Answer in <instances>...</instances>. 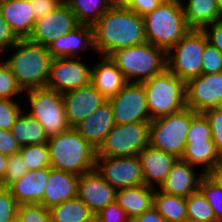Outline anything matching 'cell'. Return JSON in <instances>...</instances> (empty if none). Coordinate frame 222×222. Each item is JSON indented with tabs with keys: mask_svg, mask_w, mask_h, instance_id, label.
Here are the masks:
<instances>
[{
	"mask_svg": "<svg viewBox=\"0 0 222 222\" xmlns=\"http://www.w3.org/2000/svg\"><path fill=\"white\" fill-rule=\"evenodd\" d=\"M137 156L142 167L144 184L155 189L161 186L177 160L175 156L150 145Z\"/></svg>",
	"mask_w": 222,
	"mask_h": 222,
	"instance_id": "obj_19",
	"label": "cell"
},
{
	"mask_svg": "<svg viewBox=\"0 0 222 222\" xmlns=\"http://www.w3.org/2000/svg\"><path fill=\"white\" fill-rule=\"evenodd\" d=\"M217 5L220 7L222 10V0H216Z\"/></svg>",
	"mask_w": 222,
	"mask_h": 222,
	"instance_id": "obj_54",
	"label": "cell"
},
{
	"mask_svg": "<svg viewBox=\"0 0 222 222\" xmlns=\"http://www.w3.org/2000/svg\"><path fill=\"white\" fill-rule=\"evenodd\" d=\"M92 28L94 49L101 56L147 42L144 17L123 7L118 1Z\"/></svg>",
	"mask_w": 222,
	"mask_h": 222,
	"instance_id": "obj_1",
	"label": "cell"
},
{
	"mask_svg": "<svg viewBox=\"0 0 222 222\" xmlns=\"http://www.w3.org/2000/svg\"><path fill=\"white\" fill-rule=\"evenodd\" d=\"M218 108L222 111V103L218 106Z\"/></svg>",
	"mask_w": 222,
	"mask_h": 222,
	"instance_id": "obj_57",
	"label": "cell"
},
{
	"mask_svg": "<svg viewBox=\"0 0 222 222\" xmlns=\"http://www.w3.org/2000/svg\"><path fill=\"white\" fill-rule=\"evenodd\" d=\"M184 16L190 29L203 30L206 26L222 20V10L216 0H187L183 4Z\"/></svg>",
	"mask_w": 222,
	"mask_h": 222,
	"instance_id": "obj_27",
	"label": "cell"
},
{
	"mask_svg": "<svg viewBox=\"0 0 222 222\" xmlns=\"http://www.w3.org/2000/svg\"><path fill=\"white\" fill-rule=\"evenodd\" d=\"M193 141H213L209 121L203 113H197L191 119L186 142Z\"/></svg>",
	"mask_w": 222,
	"mask_h": 222,
	"instance_id": "obj_37",
	"label": "cell"
},
{
	"mask_svg": "<svg viewBox=\"0 0 222 222\" xmlns=\"http://www.w3.org/2000/svg\"><path fill=\"white\" fill-rule=\"evenodd\" d=\"M131 222H167L165 218L152 206L142 214L136 216Z\"/></svg>",
	"mask_w": 222,
	"mask_h": 222,
	"instance_id": "obj_50",
	"label": "cell"
},
{
	"mask_svg": "<svg viewBox=\"0 0 222 222\" xmlns=\"http://www.w3.org/2000/svg\"><path fill=\"white\" fill-rule=\"evenodd\" d=\"M141 83L151 120L186 108L185 82L167 68Z\"/></svg>",
	"mask_w": 222,
	"mask_h": 222,
	"instance_id": "obj_6",
	"label": "cell"
},
{
	"mask_svg": "<svg viewBox=\"0 0 222 222\" xmlns=\"http://www.w3.org/2000/svg\"><path fill=\"white\" fill-rule=\"evenodd\" d=\"M208 42L203 30L190 29L167 51V69L185 83L202 74V56Z\"/></svg>",
	"mask_w": 222,
	"mask_h": 222,
	"instance_id": "obj_8",
	"label": "cell"
},
{
	"mask_svg": "<svg viewBox=\"0 0 222 222\" xmlns=\"http://www.w3.org/2000/svg\"><path fill=\"white\" fill-rule=\"evenodd\" d=\"M220 72H222V54L215 46L207 42L202 56V74Z\"/></svg>",
	"mask_w": 222,
	"mask_h": 222,
	"instance_id": "obj_42",
	"label": "cell"
},
{
	"mask_svg": "<svg viewBox=\"0 0 222 222\" xmlns=\"http://www.w3.org/2000/svg\"><path fill=\"white\" fill-rule=\"evenodd\" d=\"M187 221H216L213 208L198 190L186 197Z\"/></svg>",
	"mask_w": 222,
	"mask_h": 222,
	"instance_id": "obj_33",
	"label": "cell"
},
{
	"mask_svg": "<svg viewBox=\"0 0 222 222\" xmlns=\"http://www.w3.org/2000/svg\"><path fill=\"white\" fill-rule=\"evenodd\" d=\"M199 190L213 208L216 221L222 222V186L209 175H203L199 183Z\"/></svg>",
	"mask_w": 222,
	"mask_h": 222,
	"instance_id": "obj_35",
	"label": "cell"
},
{
	"mask_svg": "<svg viewBox=\"0 0 222 222\" xmlns=\"http://www.w3.org/2000/svg\"><path fill=\"white\" fill-rule=\"evenodd\" d=\"M186 107L196 113L218 107L222 103V72L201 74L185 83Z\"/></svg>",
	"mask_w": 222,
	"mask_h": 222,
	"instance_id": "obj_14",
	"label": "cell"
},
{
	"mask_svg": "<svg viewBox=\"0 0 222 222\" xmlns=\"http://www.w3.org/2000/svg\"><path fill=\"white\" fill-rule=\"evenodd\" d=\"M88 222H100V220L94 215Z\"/></svg>",
	"mask_w": 222,
	"mask_h": 222,
	"instance_id": "obj_53",
	"label": "cell"
},
{
	"mask_svg": "<svg viewBox=\"0 0 222 222\" xmlns=\"http://www.w3.org/2000/svg\"><path fill=\"white\" fill-rule=\"evenodd\" d=\"M19 40L0 12V55L7 52Z\"/></svg>",
	"mask_w": 222,
	"mask_h": 222,
	"instance_id": "obj_46",
	"label": "cell"
},
{
	"mask_svg": "<svg viewBox=\"0 0 222 222\" xmlns=\"http://www.w3.org/2000/svg\"><path fill=\"white\" fill-rule=\"evenodd\" d=\"M23 92L8 64L0 60V99L15 100L13 97Z\"/></svg>",
	"mask_w": 222,
	"mask_h": 222,
	"instance_id": "obj_36",
	"label": "cell"
},
{
	"mask_svg": "<svg viewBox=\"0 0 222 222\" xmlns=\"http://www.w3.org/2000/svg\"><path fill=\"white\" fill-rule=\"evenodd\" d=\"M203 31L206 34L208 42L212 46H215L222 54V20L206 26Z\"/></svg>",
	"mask_w": 222,
	"mask_h": 222,
	"instance_id": "obj_49",
	"label": "cell"
},
{
	"mask_svg": "<svg viewBox=\"0 0 222 222\" xmlns=\"http://www.w3.org/2000/svg\"><path fill=\"white\" fill-rule=\"evenodd\" d=\"M150 123L115 124L97 149V157L136 156L149 145Z\"/></svg>",
	"mask_w": 222,
	"mask_h": 222,
	"instance_id": "obj_10",
	"label": "cell"
},
{
	"mask_svg": "<svg viewBox=\"0 0 222 222\" xmlns=\"http://www.w3.org/2000/svg\"><path fill=\"white\" fill-rule=\"evenodd\" d=\"M114 126L112 106L107 100L74 129L97 150Z\"/></svg>",
	"mask_w": 222,
	"mask_h": 222,
	"instance_id": "obj_20",
	"label": "cell"
},
{
	"mask_svg": "<svg viewBox=\"0 0 222 222\" xmlns=\"http://www.w3.org/2000/svg\"><path fill=\"white\" fill-rule=\"evenodd\" d=\"M91 67V83L106 100L116 96L128 83L109 56H101Z\"/></svg>",
	"mask_w": 222,
	"mask_h": 222,
	"instance_id": "obj_23",
	"label": "cell"
},
{
	"mask_svg": "<svg viewBox=\"0 0 222 222\" xmlns=\"http://www.w3.org/2000/svg\"><path fill=\"white\" fill-rule=\"evenodd\" d=\"M95 216L100 222H131L116 201L103 208Z\"/></svg>",
	"mask_w": 222,
	"mask_h": 222,
	"instance_id": "obj_44",
	"label": "cell"
},
{
	"mask_svg": "<svg viewBox=\"0 0 222 222\" xmlns=\"http://www.w3.org/2000/svg\"><path fill=\"white\" fill-rule=\"evenodd\" d=\"M18 102L9 99H0V129L11 130L23 108Z\"/></svg>",
	"mask_w": 222,
	"mask_h": 222,
	"instance_id": "obj_39",
	"label": "cell"
},
{
	"mask_svg": "<svg viewBox=\"0 0 222 222\" xmlns=\"http://www.w3.org/2000/svg\"><path fill=\"white\" fill-rule=\"evenodd\" d=\"M47 49L53 58H77L81 51H95L93 28L90 25L79 24L69 33L59 35Z\"/></svg>",
	"mask_w": 222,
	"mask_h": 222,
	"instance_id": "obj_18",
	"label": "cell"
},
{
	"mask_svg": "<svg viewBox=\"0 0 222 222\" xmlns=\"http://www.w3.org/2000/svg\"><path fill=\"white\" fill-rule=\"evenodd\" d=\"M8 156L0 153V183L4 179V175L7 168Z\"/></svg>",
	"mask_w": 222,
	"mask_h": 222,
	"instance_id": "obj_52",
	"label": "cell"
},
{
	"mask_svg": "<svg viewBox=\"0 0 222 222\" xmlns=\"http://www.w3.org/2000/svg\"><path fill=\"white\" fill-rule=\"evenodd\" d=\"M62 96L66 118L71 128L85 120L107 101L91 82Z\"/></svg>",
	"mask_w": 222,
	"mask_h": 222,
	"instance_id": "obj_16",
	"label": "cell"
},
{
	"mask_svg": "<svg viewBox=\"0 0 222 222\" xmlns=\"http://www.w3.org/2000/svg\"><path fill=\"white\" fill-rule=\"evenodd\" d=\"M78 25L79 23L74 13L63 2L55 10L35 21L33 31L28 40L47 47L59 35L69 33Z\"/></svg>",
	"mask_w": 222,
	"mask_h": 222,
	"instance_id": "obj_15",
	"label": "cell"
},
{
	"mask_svg": "<svg viewBox=\"0 0 222 222\" xmlns=\"http://www.w3.org/2000/svg\"><path fill=\"white\" fill-rule=\"evenodd\" d=\"M196 114L186 107L180 112L153 119L149 126V145L181 159L191 119Z\"/></svg>",
	"mask_w": 222,
	"mask_h": 222,
	"instance_id": "obj_7",
	"label": "cell"
},
{
	"mask_svg": "<svg viewBox=\"0 0 222 222\" xmlns=\"http://www.w3.org/2000/svg\"><path fill=\"white\" fill-rule=\"evenodd\" d=\"M77 197L96 215L115 201L116 189L95 168L79 176Z\"/></svg>",
	"mask_w": 222,
	"mask_h": 222,
	"instance_id": "obj_17",
	"label": "cell"
},
{
	"mask_svg": "<svg viewBox=\"0 0 222 222\" xmlns=\"http://www.w3.org/2000/svg\"><path fill=\"white\" fill-rule=\"evenodd\" d=\"M195 168L188 162L177 159L158 189L168 194L188 197L199 190V183L204 175L202 172L198 175Z\"/></svg>",
	"mask_w": 222,
	"mask_h": 222,
	"instance_id": "obj_21",
	"label": "cell"
},
{
	"mask_svg": "<svg viewBox=\"0 0 222 222\" xmlns=\"http://www.w3.org/2000/svg\"><path fill=\"white\" fill-rule=\"evenodd\" d=\"M79 176L49 167L48 180L44 190L42 204L45 208L61 204L77 197Z\"/></svg>",
	"mask_w": 222,
	"mask_h": 222,
	"instance_id": "obj_22",
	"label": "cell"
},
{
	"mask_svg": "<svg viewBox=\"0 0 222 222\" xmlns=\"http://www.w3.org/2000/svg\"><path fill=\"white\" fill-rule=\"evenodd\" d=\"M117 0H64L79 24L92 26Z\"/></svg>",
	"mask_w": 222,
	"mask_h": 222,
	"instance_id": "obj_30",
	"label": "cell"
},
{
	"mask_svg": "<svg viewBox=\"0 0 222 222\" xmlns=\"http://www.w3.org/2000/svg\"><path fill=\"white\" fill-rule=\"evenodd\" d=\"M203 114L209 121L215 148L222 157V111L216 107L204 111Z\"/></svg>",
	"mask_w": 222,
	"mask_h": 222,
	"instance_id": "obj_43",
	"label": "cell"
},
{
	"mask_svg": "<svg viewBox=\"0 0 222 222\" xmlns=\"http://www.w3.org/2000/svg\"><path fill=\"white\" fill-rule=\"evenodd\" d=\"M123 7L131 9L140 16L152 12L164 0H117Z\"/></svg>",
	"mask_w": 222,
	"mask_h": 222,
	"instance_id": "obj_45",
	"label": "cell"
},
{
	"mask_svg": "<svg viewBox=\"0 0 222 222\" xmlns=\"http://www.w3.org/2000/svg\"><path fill=\"white\" fill-rule=\"evenodd\" d=\"M49 167L28 171L8 188L18 204L41 203L48 180Z\"/></svg>",
	"mask_w": 222,
	"mask_h": 222,
	"instance_id": "obj_25",
	"label": "cell"
},
{
	"mask_svg": "<svg viewBox=\"0 0 222 222\" xmlns=\"http://www.w3.org/2000/svg\"><path fill=\"white\" fill-rule=\"evenodd\" d=\"M153 206L167 222H187L186 198L155 189Z\"/></svg>",
	"mask_w": 222,
	"mask_h": 222,
	"instance_id": "obj_31",
	"label": "cell"
},
{
	"mask_svg": "<svg viewBox=\"0 0 222 222\" xmlns=\"http://www.w3.org/2000/svg\"><path fill=\"white\" fill-rule=\"evenodd\" d=\"M144 17L148 43L168 51L190 30L182 0H164Z\"/></svg>",
	"mask_w": 222,
	"mask_h": 222,
	"instance_id": "obj_4",
	"label": "cell"
},
{
	"mask_svg": "<svg viewBox=\"0 0 222 222\" xmlns=\"http://www.w3.org/2000/svg\"><path fill=\"white\" fill-rule=\"evenodd\" d=\"M109 58L127 82L141 83L167 68V51L148 42L117 49Z\"/></svg>",
	"mask_w": 222,
	"mask_h": 222,
	"instance_id": "obj_5",
	"label": "cell"
},
{
	"mask_svg": "<svg viewBox=\"0 0 222 222\" xmlns=\"http://www.w3.org/2000/svg\"><path fill=\"white\" fill-rule=\"evenodd\" d=\"M82 62L74 57L53 58L46 87L64 94L88 85L91 68Z\"/></svg>",
	"mask_w": 222,
	"mask_h": 222,
	"instance_id": "obj_13",
	"label": "cell"
},
{
	"mask_svg": "<svg viewBox=\"0 0 222 222\" xmlns=\"http://www.w3.org/2000/svg\"><path fill=\"white\" fill-rule=\"evenodd\" d=\"M27 172L28 169L19 152L8 156L6 172L0 186L8 187L14 181L19 180Z\"/></svg>",
	"mask_w": 222,
	"mask_h": 222,
	"instance_id": "obj_40",
	"label": "cell"
},
{
	"mask_svg": "<svg viewBox=\"0 0 222 222\" xmlns=\"http://www.w3.org/2000/svg\"><path fill=\"white\" fill-rule=\"evenodd\" d=\"M19 153L28 171L50 167L48 144L23 146Z\"/></svg>",
	"mask_w": 222,
	"mask_h": 222,
	"instance_id": "obj_34",
	"label": "cell"
},
{
	"mask_svg": "<svg viewBox=\"0 0 222 222\" xmlns=\"http://www.w3.org/2000/svg\"><path fill=\"white\" fill-rule=\"evenodd\" d=\"M10 49L15 53L5 62L22 90L46 87L53 60L47 47L20 39Z\"/></svg>",
	"mask_w": 222,
	"mask_h": 222,
	"instance_id": "obj_2",
	"label": "cell"
},
{
	"mask_svg": "<svg viewBox=\"0 0 222 222\" xmlns=\"http://www.w3.org/2000/svg\"><path fill=\"white\" fill-rule=\"evenodd\" d=\"M112 106L115 124L150 123L146 94L142 83L128 82L114 97Z\"/></svg>",
	"mask_w": 222,
	"mask_h": 222,
	"instance_id": "obj_11",
	"label": "cell"
},
{
	"mask_svg": "<svg viewBox=\"0 0 222 222\" xmlns=\"http://www.w3.org/2000/svg\"><path fill=\"white\" fill-rule=\"evenodd\" d=\"M33 11L35 20L41 19L55 10L64 0H29Z\"/></svg>",
	"mask_w": 222,
	"mask_h": 222,
	"instance_id": "obj_47",
	"label": "cell"
},
{
	"mask_svg": "<svg viewBox=\"0 0 222 222\" xmlns=\"http://www.w3.org/2000/svg\"><path fill=\"white\" fill-rule=\"evenodd\" d=\"M20 149L21 147L15 140L11 130L0 129V153L10 156L18 153Z\"/></svg>",
	"mask_w": 222,
	"mask_h": 222,
	"instance_id": "obj_48",
	"label": "cell"
},
{
	"mask_svg": "<svg viewBox=\"0 0 222 222\" xmlns=\"http://www.w3.org/2000/svg\"><path fill=\"white\" fill-rule=\"evenodd\" d=\"M47 144L53 169L80 176L96 167L97 150L74 128L49 138Z\"/></svg>",
	"mask_w": 222,
	"mask_h": 222,
	"instance_id": "obj_3",
	"label": "cell"
},
{
	"mask_svg": "<svg viewBox=\"0 0 222 222\" xmlns=\"http://www.w3.org/2000/svg\"><path fill=\"white\" fill-rule=\"evenodd\" d=\"M0 12L19 39H28L36 21L29 0H0Z\"/></svg>",
	"mask_w": 222,
	"mask_h": 222,
	"instance_id": "obj_24",
	"label": "cell"
},
{
	"mask_svg": "<svg viewBox=\"0 0 222 222\" xmlns=\"http://www.w3.org/2000/svg\"><path fill=\"white\" fill-rule=\"evenodd\" d=\"M49 212L51 222H88L94 216L78 197L52 207Z\"/></svg>",
	"mask_w": 222,
	"mask_h": 222,
	"instance_id": "obj_32",
	"label": "cell"
},
{
	"mask_svg": "<svg viewBox=\"0 0 222 222\" xmlns=\"http://www.w3.org/2000/svg\"><path fill=\"white\" fill-rule=\"evenodd\" d=\"M18 205L9 188L0 186V222H11L17 218Z\"/></svg>",
	"mask_w": 222,
	"mask_h": 222,
	"instance_id": "obj_41",
	"label": "cell"
},
{
	"mask_svg": "<svg viewBox=\"0 0 222 222\" xmlns=\"http://www.w3.org/2000/svg\"><path fill=\"white\" fill-rule=\"evenodd\" d=\"M30 116L35 118L44 128L49 138L70 129L68 124L62 93L47 87L29 89Z\"/></svg>",
	"mask_w": 222,
	"mask_h": 222,
	"instance_id": "obj_9",
	"label": "cell"
},
{
	"mask_svg": "<svg viewBox=\"0 0 222 222\" xmlns=\"http://www.w3.org/2000/svg\"><path fill=\"white\" fill-rule=\"evenodd\" d=\"M155 188L145 184L116 190L115 201L123 208L127 217L136 216L150 209L154 204Z\"/></svg>",
	"mask_w": 222,
	"mask_h": 222,
	"instance_id": "obj_26",
	"label": "cell"
},
{
	"mask_svg": "<svg viewBox=\"0 0 222 222\" xmlns=\"http://www.w3.org/2000/svg\"><path fill=\"white\" fill-rule=\"evenodd\" d=\"M11 132L20 147L47 144L49 137L42 125L28 113L22 111L12 126Z\"/></svg>",
	"mask_w": 222,
	"mask_h": 222,
	"instance_id": "obj_29",
	"label": "cell"
},
{
	"mask_svg": "<svg viewBox=\"0 0 222 222\" xmlns=\"http://www.w3.org/2000/svg\"><path fill=\"white\" fill-rule=\"evenodd\" d=\"M96 170L116 190L144 184L138 156L96 157Z\"/></svg>",
	"mask_w": 222,
	"mask_h": 222,
	"instance_id": "obj_12",
	"label": "cell"
},
{
	"mask_svg": "<svg viewBox=\"0 0 222 222\" xmlns=\"http://www.w3.org/2000/svg\"><path fill=\"white\" fill-rule=\"evenodd\" d=\"M17 217L21 222H51L49 209L40 203L19 204Z\"/></svg>",
	"mask_w": 222,
	"mask_h": 222,
	"instance_id": "obj_38",
	"label": "cell"
},
{
	"mask_svg": "<svg viewBox=\"0 0 222 222\" xmlns=\"http://www.w3.org/2000/svg\"><path fill=\"white\" fill-rule=\"evenodd\" d=\"M11 222H21L20 219L17 217L14 220H12Z\"/></svg>",
	"mask_w": 222,
	"mask_h": 222,
	"instance_id": "obj_55",
	"label": "cell"
},
{
	"mask_svg": "<svg viewBox=\"0 0 222 222\" xmlns=\"http://www.w3.org/2000/svg\"><path fill=\"white\" fill-rule=\"evenodd\" d=\"M208 175L222 186V158Z\"/></svg>",
	"mask_w": 222,
	"mask_h": 222,
	"instance_id": "obj_51",
	"label": "cell"
},
{
	"mask_svg": "<svg viewBox=\"0 0 222 222\" xmlns=\"http://www.w3.org/2000/svg\"><path fill=\"white\" fill-rule=\"evenodd\" d=\"M187 222H207V221H187ZM212 222H217V221H212Z\"/></svg>",
	"mask_w": 222,
	"mask_h": 222,
	"instance_id": "obj_56",
	"label": "cell"
},
{
	"mask_svg": "<svg viewBox=\"0 0 222 222\" xmlns=\"http://www.w3.org/2000/svg\"><path fill=\"white\" fill-rule=\"evenodd\" d=\"M221 158L213 141H193L186 142L181 160L194 167L203 165L202 173L208 175Z\"/></svg>",
	"mask_w": 222,
	"mask_h": 222,
	"instance_id": "obj_28",
	"label": "cell"
}]
</instances>
